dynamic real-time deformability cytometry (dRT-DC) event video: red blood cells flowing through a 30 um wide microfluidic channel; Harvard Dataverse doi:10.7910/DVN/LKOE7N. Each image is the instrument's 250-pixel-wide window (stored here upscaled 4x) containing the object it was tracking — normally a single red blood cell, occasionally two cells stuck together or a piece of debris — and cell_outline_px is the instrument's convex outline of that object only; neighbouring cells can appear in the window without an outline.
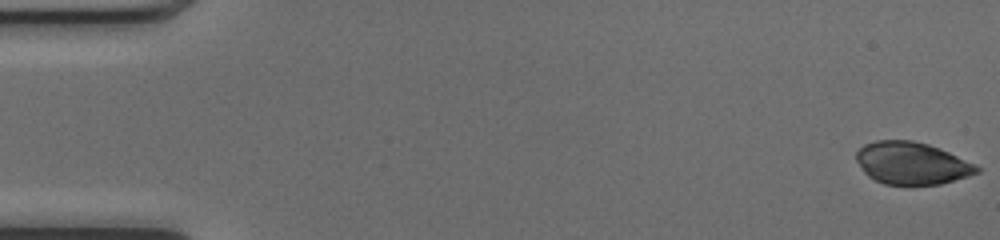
{"species": "common noctule bat (a hibernating species)", "species_latin": "Nyctalus noctula", "temperature_condition": "cold", "stored_images_in_passage": 50, "camera_frame_rate_fps": 3000, "um_per_image_px": 0.085, "animal": {"sex": "female", "body_mass_g": 17.0, "forearm_length_mm": 48.0}, "frame": {"image": 1, "passage_image": 1, "time_ms": 0.0, "image_size_px": [1000, 240], "cell_outline_px": [[980, 172], [968, 176], [940, 184], [884, 184], [868, 176], [864, 172], [856, 160], [856, 152], [864, 144], [876, 140], [912, 140], [928, 144], [948, 152], [976, 164], [980, 168]], "centroid_in_image_um": [77.49, 13.86], "position_along_channel_um": 7.5, "area_um2": 29.54}}
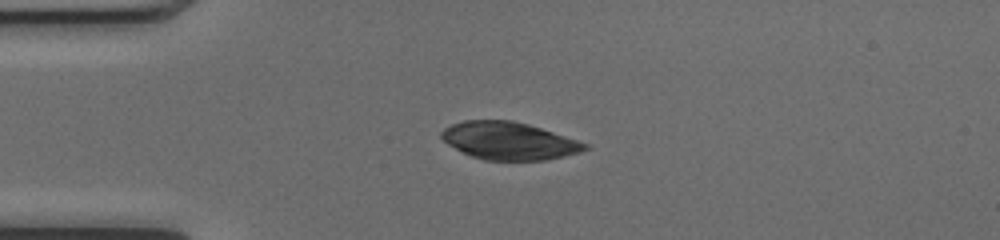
{"frame": {"image": 2, "passage_image": 13, "time_ms": 4.0, "image_size_px": [1000, 240], "cell_outline_px": [[588, 148], [580, 152], [548, 160], [484, 160], [472, 156], [448, 144], [440, 136], [440, 132], [444, 128], [452, 124], [464, 120], [512, 120], [528, 124], [588, 144]], "centroid_in_image_um": [43.24, 11.97], "position_along_channel_um": 41.8, "area_um2": 31.1}}